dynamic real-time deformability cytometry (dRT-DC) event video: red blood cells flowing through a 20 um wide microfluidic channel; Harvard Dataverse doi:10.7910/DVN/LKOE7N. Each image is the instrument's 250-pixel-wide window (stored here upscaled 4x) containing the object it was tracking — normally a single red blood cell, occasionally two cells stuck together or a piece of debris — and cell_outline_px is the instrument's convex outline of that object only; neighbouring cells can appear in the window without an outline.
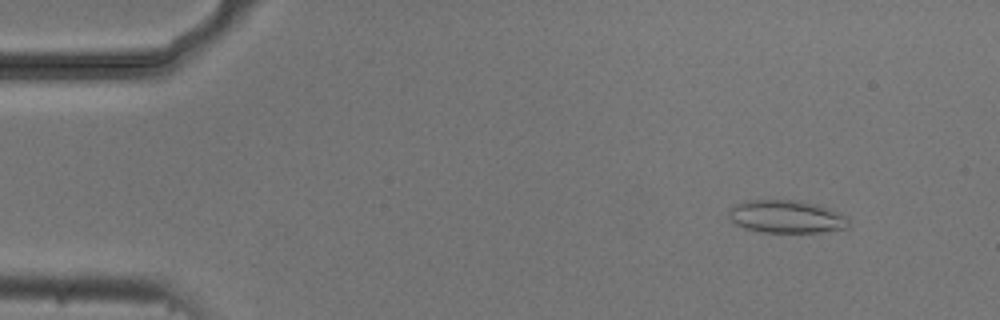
{"species": "common noctule bat (a hibernating species)", "species_latin": "Nyctalus noctula", "temperature_condition": "cold", "stored_images_in_passage": 27, "camera_frame_rate_fps": 3000, "um_per_image_px": 0.085, "animal": {"sex": "male", "body_mass_g": 20.5, "forearm_length_mm": 52.5}, "frame": {"image": 1, "passage_image": 6, "time_ms": 1.667, "image_size_px": [1000, 320], "cell_outline_px": [[848, 228], [820, 232], [760, 232], [744, 228], [736, 224], [728, 216], [728, 208], [744, 200], [800, 200], [820, 204], [832, 208], [848, 216]], "centroid_in_image_um": [66.87, 18.4], "position_along_channel_um": 18.1, "area_um2": 23.41}}
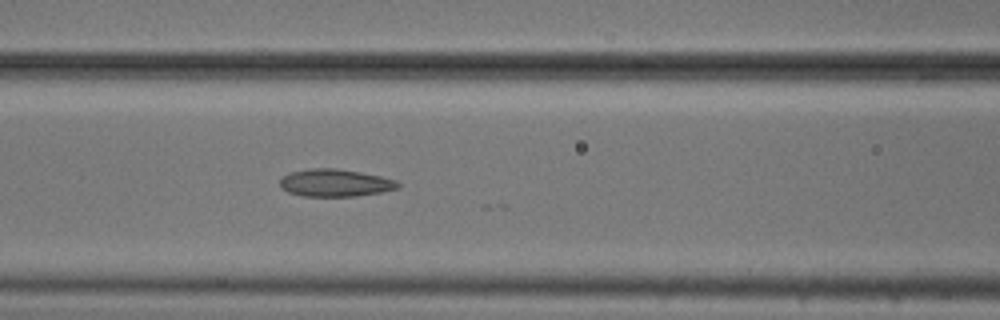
{"frame": {"image": 2, "passage_image": 23, "time_ms": 7.333, "image_size_px": [1000, 320], "cell_outline_px": [[400, 188], [380, 192], [356, 196], [304, 196], [288, 192], [280, 188], [280, 180], [284, 176], [292, 172], [308, 168], [336, 168], [360, 172], [380, 176], [396, 180], [400, 184]], "centroid_in_image_um": [28.49, 15.54], "position_along_channel_um": 138.1, "area_um2": 18.84}}
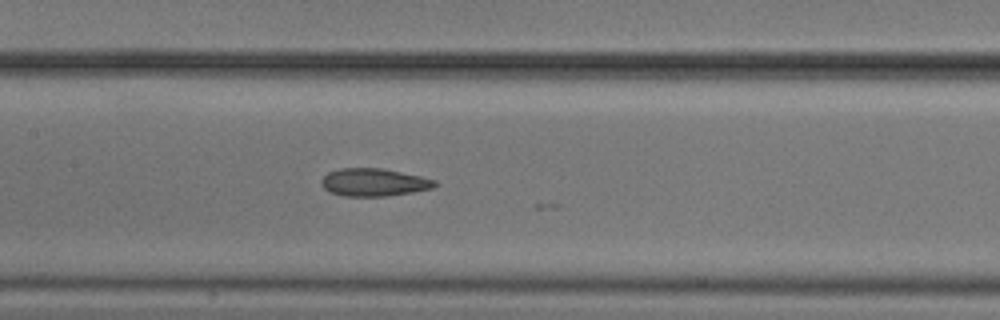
{"frame": {"image": 3, "passage_image": 26, "time_ms": 8.333, "image_size_px": [1000, 320], "cell_outline_px": [[436, 184], [432, 188], [412, 192], [388, 196], [344, 196], [328, 192], [320, 184], [320, 180], [328, 172], [340, 168], [384, 168], [420, 176], [436, 180]], "centroid_in_image_um": [31.74, 15.49], "position_along_channel_um": 175.7, "area_um2": 18.44}}